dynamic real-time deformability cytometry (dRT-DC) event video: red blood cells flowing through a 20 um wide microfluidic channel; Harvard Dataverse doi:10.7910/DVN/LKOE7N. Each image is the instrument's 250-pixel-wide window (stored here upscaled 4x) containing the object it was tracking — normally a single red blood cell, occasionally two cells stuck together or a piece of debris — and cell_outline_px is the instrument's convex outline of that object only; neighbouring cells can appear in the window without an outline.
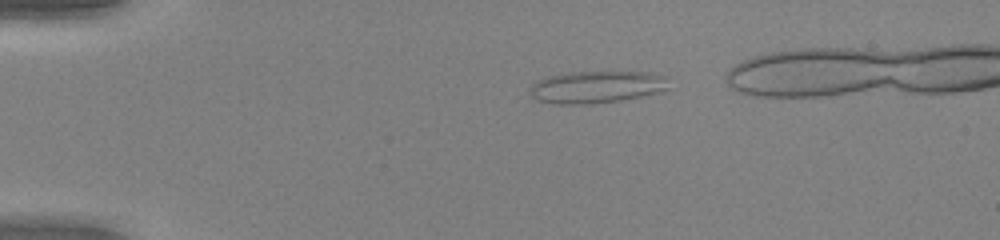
{"species": "human", "species_latin": "Homo sapiens", "temperature_condition": "warm", "stored_images_in_passage": 37, "camera_frame_rate_fps": 3000, "um_per_image_px": 0.085, "donor": {"sex": "female"}, "frame": {"image": 1, "passage_image": 1, "time_ms": 0.0, "image_size_px": [1000, 240], "cell_outline_px": [[668, 88], [660, 92], [620, 100], [588, 104], [556, 104], [536, 100], [528, 92], [532, 84], [536, 80], [548, 76], [572, 72], [648, 72], [664, 76]], "centroid_in_image_um": [50.64, 7.4], "position_along_channel_um": 34.4, "area_um2": 25.89}}
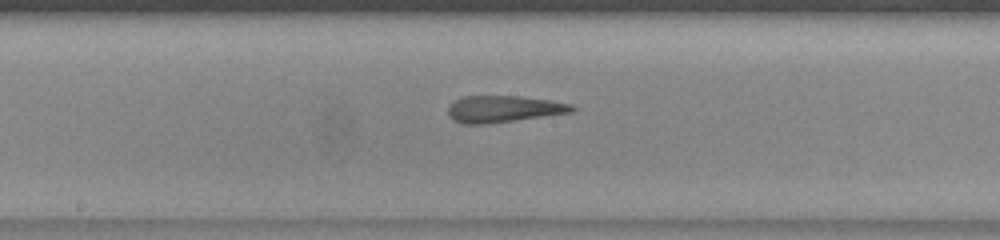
{"frame": {"image": 2, "passage_image": 18, "time_ms": 5.667, "image_size_px": [1000, 240], "cell_outline_px": [[576, 108], [572, 112], [484, 124], [464, 124], [452, 120], [448, 116], [448, 108], [456, 100], [464, 96], [520, 96], [548, 100], [572, 104]], "centroid_in_image_um": [42.77, 9.26], "position_along_channel_um": 205.4, "area_um2": 19.02}}
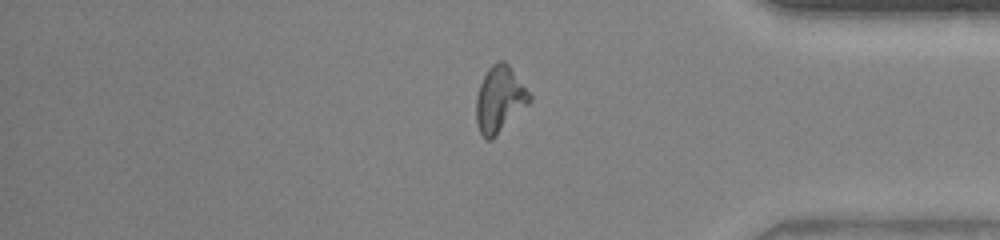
{"frame": {"image": 3, "passage_image": 33, "time_ms": 10.667, "image_size_px": [1000, 240], "cell_outline_px": [[532, 100], [492, 140], [488, 140], [480, 132], [476, 124], [476, 96], [480, 84], [488, 68], [496, 60], [504, 60], [508, 64], [532, 96]], "centroid_in_image_um": [42.46, 8.43], "position_along_channel_um": 392.7, "area_um2": 20.46}}